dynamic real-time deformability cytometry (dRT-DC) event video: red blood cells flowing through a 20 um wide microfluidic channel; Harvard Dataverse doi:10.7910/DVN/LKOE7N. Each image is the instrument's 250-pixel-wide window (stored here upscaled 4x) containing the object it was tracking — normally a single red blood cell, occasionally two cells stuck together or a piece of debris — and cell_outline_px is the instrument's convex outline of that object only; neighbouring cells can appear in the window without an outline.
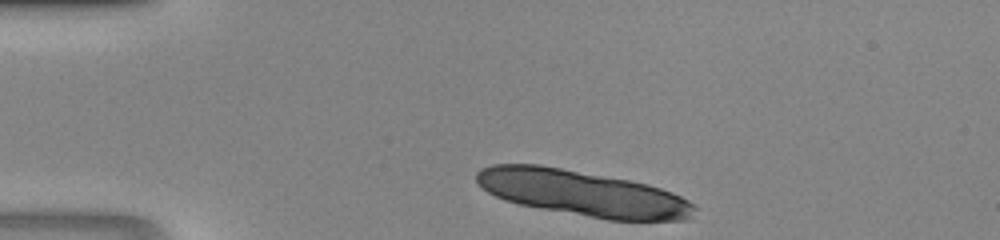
{"species": "human", "species_latin": "Homo sapiens", "temperature_condition": "room temperature", "stored_images_in_passage": 33, "camera_frame_rate_fps": 3000, "um_per_image_px": 0.085, "donor": {"sex": "male"}, "frame": {"image": 1, "passage_image": 1, "time_ms": 0.0, "image_size_px": [1000, 240], "cell_outline_px": [[696, 208], [692, 216], [688, 220], [608, 220], [516, 204], [504, 200], [488, 192], [476, 180], [476, 172], [480, 168], [492, 164], [540, 164], [628, 180], [648, 184], [672, 192], [696, 204]], "centroid_in_image_um": [49.52, 16.42], "position_along_channel_um": 35.5, "area_um2": 58.03}}